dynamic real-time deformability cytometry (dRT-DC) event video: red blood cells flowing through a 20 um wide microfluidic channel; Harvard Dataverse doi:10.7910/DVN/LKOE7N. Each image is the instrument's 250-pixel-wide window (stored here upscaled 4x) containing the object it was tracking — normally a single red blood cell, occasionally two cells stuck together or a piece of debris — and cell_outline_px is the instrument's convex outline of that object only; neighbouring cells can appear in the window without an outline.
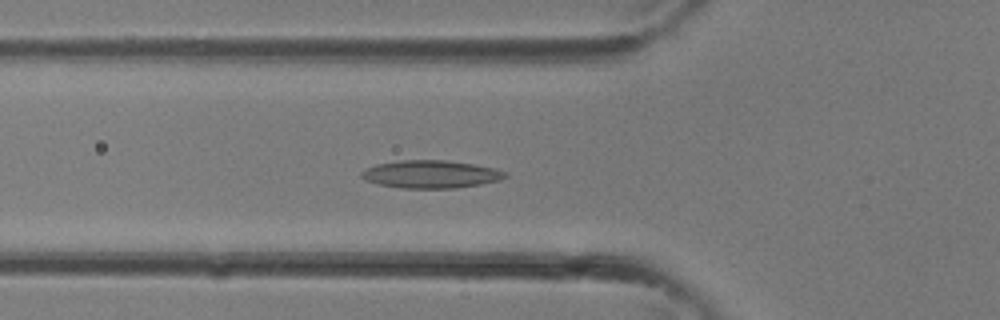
{"species": "common noctule bat (a hibernating species)", "species_latin": "Nyctalus noctula", "temperature_condition": "room temperature", "stored_images_in_passage": 34, "camera_frame_rate_fps": 3000, "um_per_image_px": 0.085, "animal": {"sex": "female"}, "frame": {"image": 1, "passage_image": 11, "time_ms": 3.333, "image_size_px": [1000, 320], "cell_outline_px": [[508, 176], [500, 180], [480, 184], [456, 188], [400, 188], [376, 184], [364, 180], [360, 176], [360, 172], [364, 168], [376, 164], [400, 160], [444, 160], [472, 164], [496, 168], [504, 172]], "centroid_in_image_um": [36.56, 14.81], "position_along_channel_um": 89.2, "area_um2": 23.41}}
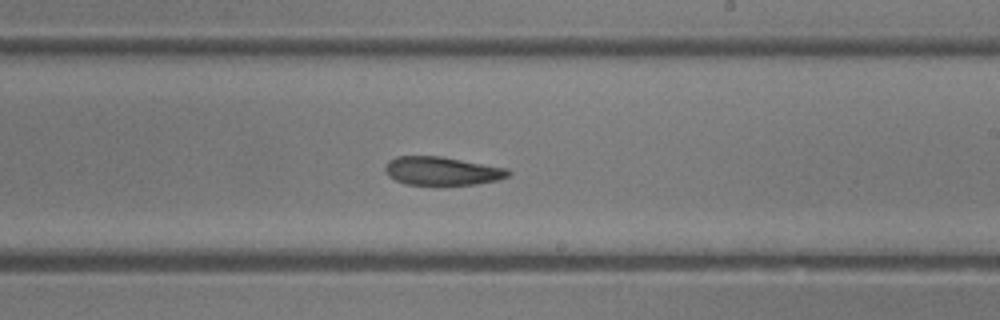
{"frame": {"image": 2, "passage_image": 19, "time_ms": 6.0, "image_size_px": [1000, 320], "cell_outline_px": [[512, 172], [508, 176], [496, 180], [476, 184], [404, 184], [388, 176], [384, 168], [388, 160], [396, 156], [440, 156], [508, 168]], "centroid_in_image_um": [37.55, 14.52], "position_along_channel_um": 251.4, "area_um2": 20.29}}
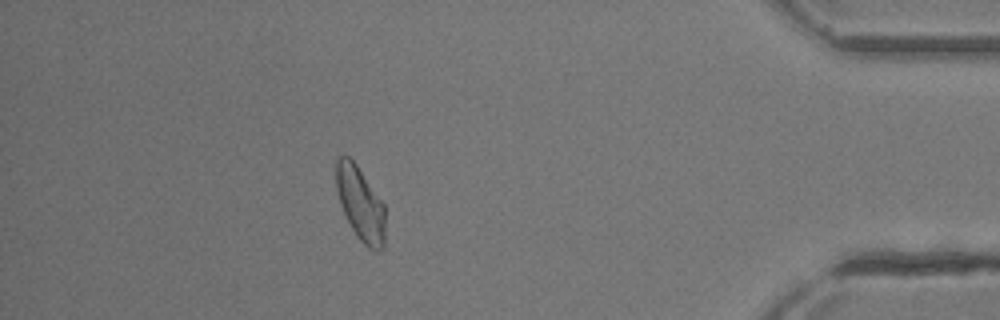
{"frame": {"image": 3, "passage_image": 29, "time_ms": 9.333, "image_size_px": [1000, 320], "cell_outline_px": [[384, 248], [376, 252], [368, 248], [360, 240], [352, 228], [340, 204], [336, 188], [336, 160], [340, 156], [348, 156], [356, 164], [384, 204]], "centroid_in_image_um": [30.63, 17.33], "position_along_channel_um": 404.6, "area_um2": 20.87}}